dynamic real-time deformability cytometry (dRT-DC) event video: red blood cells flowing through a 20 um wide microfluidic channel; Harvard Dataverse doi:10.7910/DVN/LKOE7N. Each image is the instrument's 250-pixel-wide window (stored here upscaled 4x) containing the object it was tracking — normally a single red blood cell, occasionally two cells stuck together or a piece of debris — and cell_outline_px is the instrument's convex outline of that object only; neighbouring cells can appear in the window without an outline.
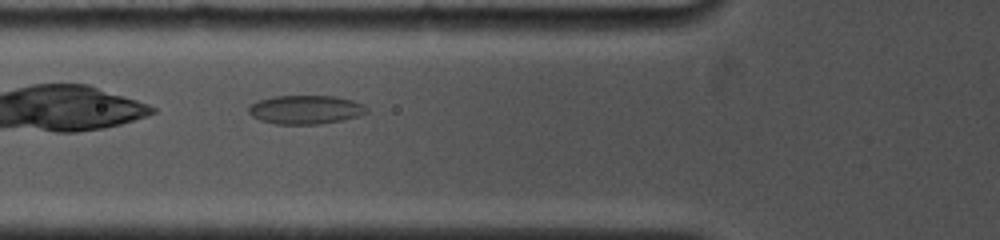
{"species": "common noctule bat (a hibernating species)", "species_latin": "Nyctalus noctula", "temperature_condition": "cold", "stored_images_in_passage": 47, "camera_frame_rate_fps": 5000, "um_per_image_px": 0.085, "animal": {"sex": "female", "body_mass_g": 19.0, "forearm_length_mm": 53.3}, "frame": {"image": 1, "passage_image": 6, "time_ms": 1.0, "image_size_px": [1000, 240], "cell_outline_px": [[368, 112], [360, 116], [320, 124], [276, 124], [260, 120], [252, 116], [248, 112], [248, 108], [252, 104], [260, 100], [272, 96], [332, 96], [352, 100], [364, 104], [368, 108]], "centroid_in_image_um": [25.99, 9.32], "position_along_channel_um": 99.8, "area_um2": 19.77}}
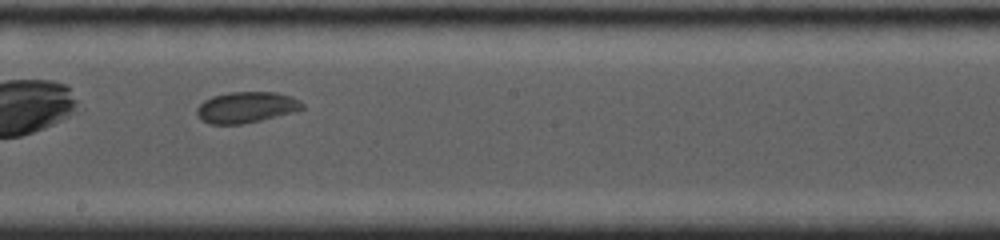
{"frame": {"image": 2, "passage_image": 23, "time_ms": 4.4, "image_size_px": [1000, 240], "cell_outline_px": [[304, 108], [292, 112], [260, 120], [240, 124], [208, 124], [200, 120], [196, 116], [196, 108], [204, 100], [212, 96], [228, 92], [276, 92], [292, 96], [300, 100], [304, 104]], "centroid_in_image_um": [20.89, 9.11], "position_along_channel_um": 227.3, "area_um2": 19.19}}
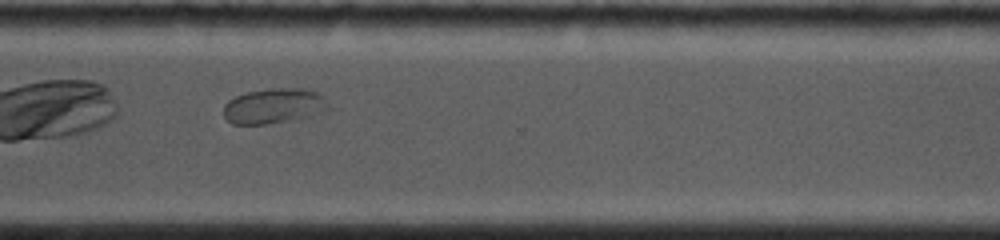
{"frame": {"image": 3, "passage_image": 39, "time_ms": 7.6, "image_size_px": [1000, 240], "cell_outline_px": [[332, 108], [324, 112], [288, 120], [268, 124], [232, 124], [224, 116], [224, 104], [228, 100], [236, 96], [248, 92], [272, 88], [300, 88], [316, 92]], "centroid_in_image_um": [23.26, 9.01], "position_along_channel_um": 347.3, "area_um2": 21.21}}